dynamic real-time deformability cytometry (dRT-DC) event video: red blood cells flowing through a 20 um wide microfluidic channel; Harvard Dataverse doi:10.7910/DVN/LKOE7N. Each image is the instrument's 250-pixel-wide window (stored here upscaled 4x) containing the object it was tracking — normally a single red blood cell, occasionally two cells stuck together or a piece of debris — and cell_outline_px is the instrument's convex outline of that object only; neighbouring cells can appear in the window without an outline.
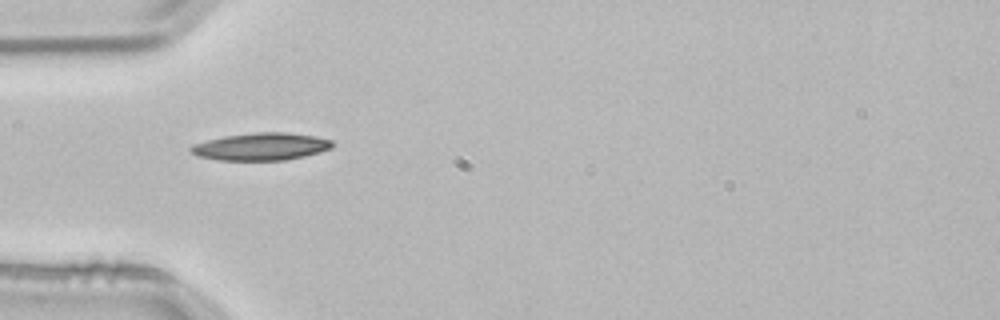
{"species": "common noctule bat (a hibernating species)", "species_latin": "Nyctalus noctula", "temperature_condition": "room temperature", "stored_images_in_passage": 3, "camera_frame_rate_fps": 3000, "um_per_image_px": 0.085, "animal": {"sex": "male", "body_mass_g": 21.5, "forearm_length_mm": 52.0}, "frame": {"image": 1, "passage_image": 3, "time_ms": 0.667, "image_size_px": [1000, 320], "cell_outline_px": [[332, 148], [320, 152], [304, 156], [284, 160], [216, 160], [200, 156], [192, 152], [188, 148], [192, 144], [224, 136], [256, 132], [288, 132], [316, 136], [332, 140]], "centroid_in_image_um": [22.2, 12.45], "position_along_channel_um": 62.8, "area_um2": 22.6}}